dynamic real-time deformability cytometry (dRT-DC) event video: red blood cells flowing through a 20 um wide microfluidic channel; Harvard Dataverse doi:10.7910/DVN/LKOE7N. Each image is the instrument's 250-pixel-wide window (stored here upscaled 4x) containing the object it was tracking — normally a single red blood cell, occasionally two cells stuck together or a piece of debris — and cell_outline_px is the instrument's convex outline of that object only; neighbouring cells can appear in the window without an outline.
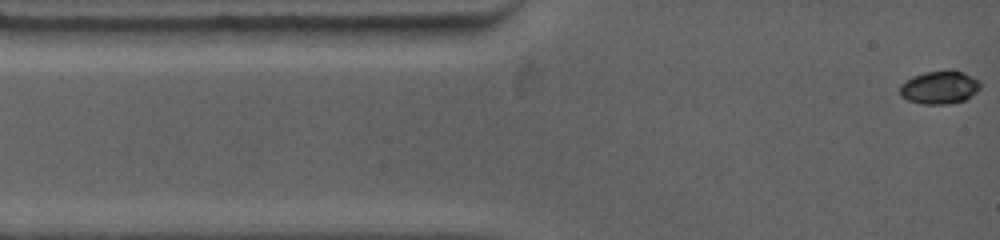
{"species": "common noctule bat (a hibernating species)", "species_latin": "Nyctalus noctula", "temperature_condition": "warm", "stored_images_in_passage": 93, "camera_frame_rate_fps": 4500, "um_per_image_px": 0.085, "animal": {"sex": "female", "body_mass_g": 19.0, "forearm_length_mm": 53.3}, "frame": {"image": 1, "passage_image": 1, "time_ms": 0.0, "image_size_px": [1000, 240], "cell_outline_px": [[980, 88], [976, 92], [964, 100], [944, 104], [924, 104], [908, 100], [900, 96], [900, 84], [904, 80], [912, 76], [924, 72], [964, 72], [980, 80]], "centroid_in_image_um": [79.83, 7.44], "position_along_channel_um": 5.2, "area_um2": 15.26}}
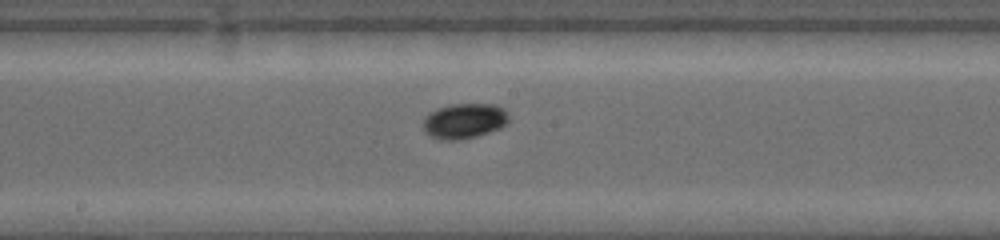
{"frame": {"image": 2, "passage_image": 39, "time_ms": 6.667, "image_size_px": [1000, 240], "cell_outline_px": [[508, 120], [500, 128], [476, 136], [460, 140], [440, 140], [424, 132], [424, 116], [428, 112], [436, 108], [452, 104], [496, 104], [504, 108], [508, 116]], "centroid_in_image_um": [39.43, 10.27], "position_along_channel_um": 208.8, "area_um2": 17.63}}
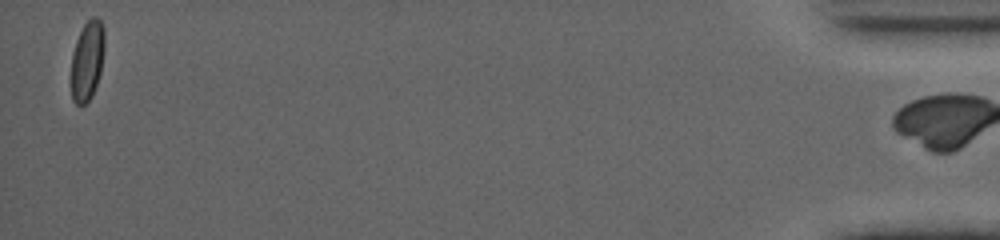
{"frame": {"image": 3, "passage_image": 92, "time_ms": 16.444, "image_size_px": [1000, 240], "cell_outline_px": [[104, 52], [100, 72], [92, 96], [80, 108], [72, 100], [72, 52], [76, 40], [84, 24], [92, 16], [96, 16], [100, 20], [104, 28]], "centroid_in_image_um": [7.42, 5.14], "position_along_channel_um": 427.8, "area_um2": 15.49}, "authors_computed_cell_mechanics": {"area_um2": 15.7216, "velocity_mm_per_s": 3.7907, "shape_relaxation_time_tau1_ms": 3.0794, "shape_relaxation_time_tau2_ms": null, "deformation_change_tau1": 0.0974, "deformation_change_tau2": null}}